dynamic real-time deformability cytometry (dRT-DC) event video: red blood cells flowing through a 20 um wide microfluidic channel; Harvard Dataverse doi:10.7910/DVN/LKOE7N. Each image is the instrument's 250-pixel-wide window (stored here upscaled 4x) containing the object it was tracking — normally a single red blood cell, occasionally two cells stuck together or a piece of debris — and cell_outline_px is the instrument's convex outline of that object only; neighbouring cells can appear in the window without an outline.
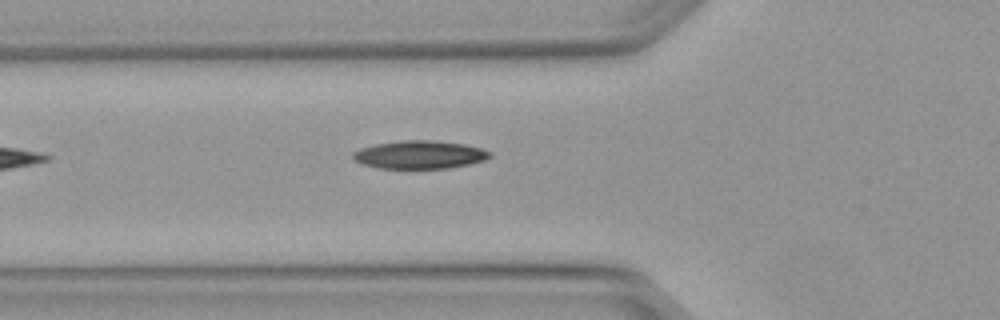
{"species": "Egyptian fruit bat (a non-hibernating species)", "species_latin": "Rousettus aegyptiacus", "temperature_condition": "warm", "stored_images_in_passage": 2, "camera_frame_rate_fps": 3000, "um_per_image_px": 0.085, "animal": {"sex": "female"}, "frame": {"image": 1, "passage_image": 2, "time_ms": 0.333, "image_size_px": [1000, 320], "cell_outline_px": [[492, 156], [484, 160], [468, 164], [448, 168], [380, 168], [364, 164], [352, 160], [352, 152], [360, 148], [376, 144], [400, 140], [432, 140], [464, 144], [480, 148], [492, 152]], "centroid_in_image_um": [35.65, 13.14], "position_along_channel_um": 90.2, "area_um2": 22.37}}